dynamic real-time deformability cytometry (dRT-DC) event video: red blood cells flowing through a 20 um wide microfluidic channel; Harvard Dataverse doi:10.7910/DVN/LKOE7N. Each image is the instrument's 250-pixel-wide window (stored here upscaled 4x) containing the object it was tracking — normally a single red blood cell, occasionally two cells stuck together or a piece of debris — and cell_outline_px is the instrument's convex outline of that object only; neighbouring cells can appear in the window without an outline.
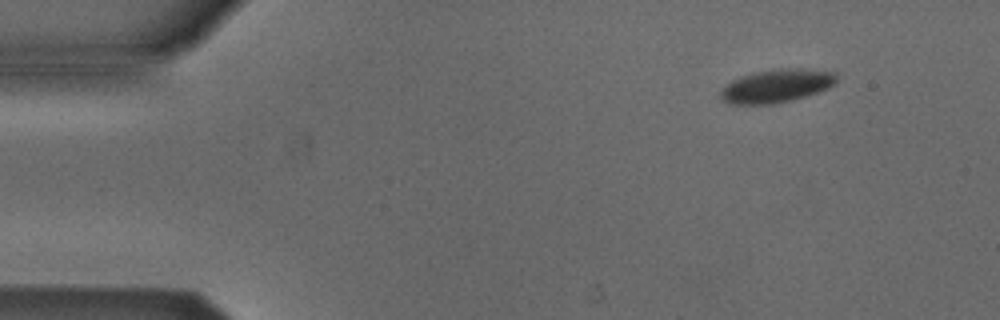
{"species": "Egyptian fruit bat (a non-hibernating species)", "species_latin": "Rousettus aegyptiacus", "temperature_condition": "cold", "stored_images_in_passage": 3, "camera_frame_rate_fps": 3000, "um_per_image_px": 0.085, "animal": {"sex": "male"}, "frame": {"image": 1, "passage_image": 1, "time_ms": 0.0, "image_size_px": [1000, 320], "cell_outline_px": [[836, 84], [828, 88], [792, 100], [772, 104], [728, 104], [720, 100], [720, 92], [732, 80], [752, 72], [784, 68], [800, 68], [836, 72]], "centroid_in_image_um": [65.99, 7.3], "position_along_channel_um": 19.0, "area_um2": 22.43}}
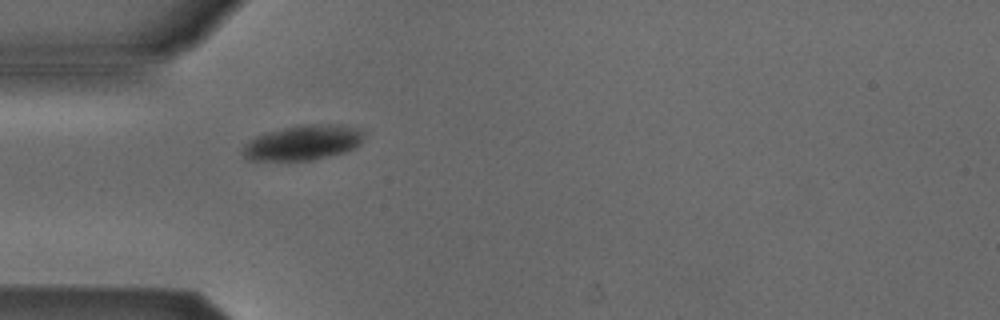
{"frame": {"image": 2, "passage_image": 3, "time_ms": 0.667, "image_size_px": [1000, 320], "cell_outline_px": [[364, 136], [360, 144], [344, 152], [312, 160], [248, 160], [244, 156], [244, 144], [248, 140], [264, 132], [284, 128], [308, 124], [340, 124], [360, 128], [364, 132]], "centroid_in_image_um": [25.77, 12.11], "position_along_channel_um": 59.2, "area_um2": 24.68}}